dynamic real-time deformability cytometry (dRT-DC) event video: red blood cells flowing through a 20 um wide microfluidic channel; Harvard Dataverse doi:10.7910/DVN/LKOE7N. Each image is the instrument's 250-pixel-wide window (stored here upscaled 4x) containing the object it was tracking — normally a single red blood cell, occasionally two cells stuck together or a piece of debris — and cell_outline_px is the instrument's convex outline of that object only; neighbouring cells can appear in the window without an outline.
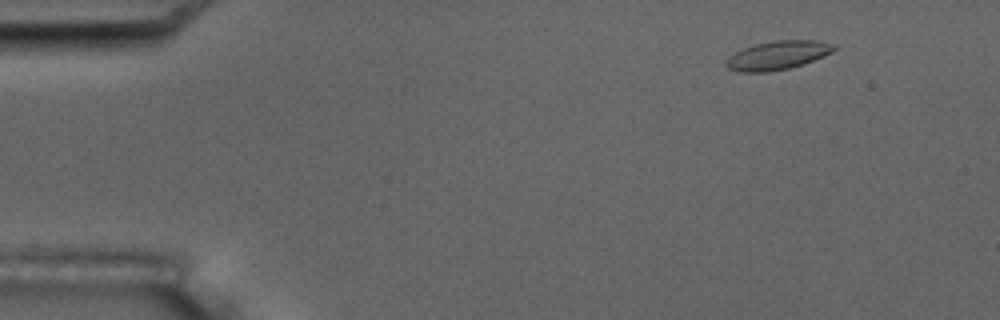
{"species": "common noctule bat (a hibernating species)", "species_latin": "Nyctalus noctula", "temperature_condition": "room temperature", "stored_images_in_passage": 5, "camera_frame_rate_fps": 3000, "um_per_image_px": 0.085, "animal": {"sex": "male", "body_mass_g": 17.5, "forearm_length_mm": 52.3}, "frame": {"image": 1, "passage_image": 2, "time_ms": 1.333, "image_size_px": [1000, 320], "cell_outline_px": [[836, 48], [832, 52], [804, 64], [788, 68], [768, 72], [740, 72], [728, 68], [724, 64], [736, 52], [744, 48], [756, 44], [776, 40], [816, 40], [836, 44]], "centroid_in_image_um": [66.14, 4.7], "position_along_channel_um": 18.9, "area_um2": 17.86}}